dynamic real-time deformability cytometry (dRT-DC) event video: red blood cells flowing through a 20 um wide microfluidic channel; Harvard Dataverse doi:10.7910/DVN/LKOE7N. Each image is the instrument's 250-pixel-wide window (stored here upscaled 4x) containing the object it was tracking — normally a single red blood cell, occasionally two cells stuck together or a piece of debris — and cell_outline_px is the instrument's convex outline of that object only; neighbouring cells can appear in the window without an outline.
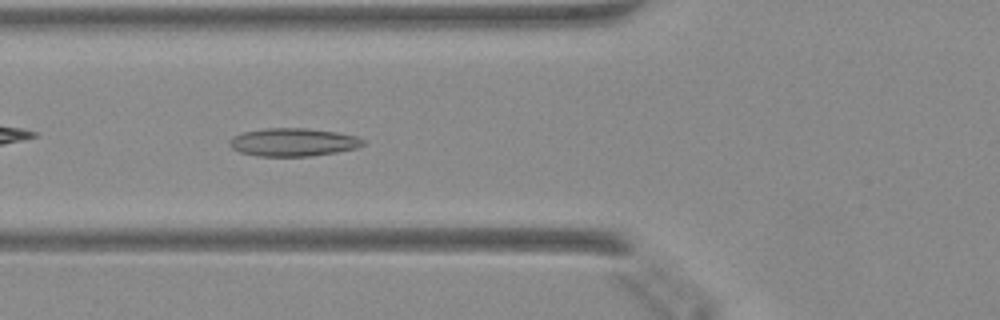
{"species": "Egyptian fruit bat (a non-hibernating species)", "species_latin": "Rousettus aegyptiacus", "temperature_condition": "warm", "stored_images_in_passage": 33, "camera_frame_rate_fps": 3000, "um_per_image_px": 0.085, "animal": {"sex": "female"}, "frame": {"image": 1, "passage_image": 5, "time_ms": 1.333, "image_size_px": [1000, 320], "cell_outline_px": [[364, 144], [356, 148], [336, 152], [312, 156], [260, 156], [240, 152], [232, 148], [228, 144], [228, 140], [232, 136], [244, 132], [268, 128], [304, 128], [336, 132], [356, 136], [364, 140]], "centroid_in_image_um": [24.89, 12.09], "position_along_channel_um": 100.9, "area_um2": 21.73}}
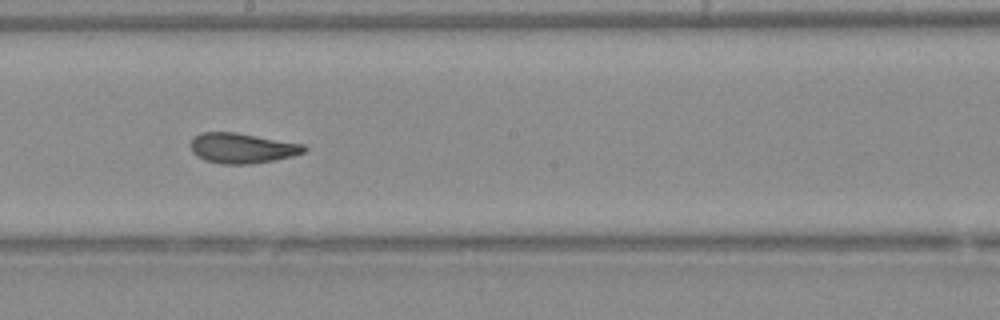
{"frame": {"image": 2, "passage_image": 14, "time_ms": 4.333, "image_size_px": [1000, 320], "cell_outline_px": [[308, 148], [304, 152], [292, 156], [276, 160], [248, 164], [220, 164], [204, 160], [196, 156], [192, 152], [192, 136], [200, 132], [236, 132], [304, 144]], "centroid_in_image_um": [20.57, 12.59], "position_along_channel_um": 227.6, "area_um2": 20.11}}
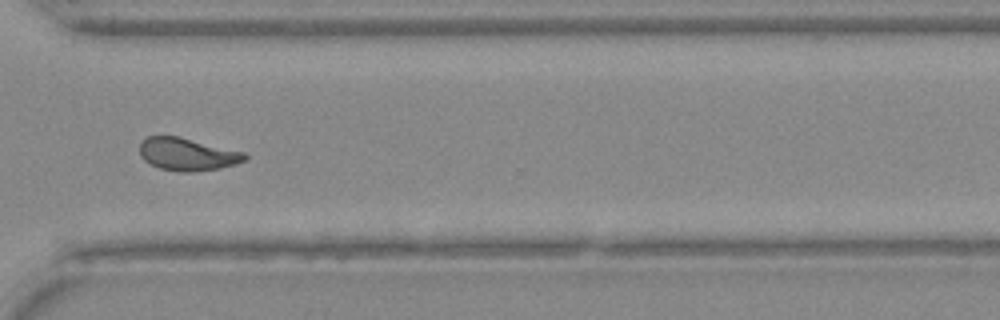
{"frame": {"image": 3, "passage_image": 23, "time_ms": 7.333, "image_size_px": [1000, 320], "cell_outline_px": [[248, 156], [244, 160], [236, 164], [220, 168], [192, 172], [180, 172], [160, 168], [144, 160], [140, 156], [140, 144], [148, 136], [176, 136], [244, 152]], "centroid_in_image_um": [15.92, 13.12], "position_along_channel_um": 354.7, "area_um2": 19.71}}